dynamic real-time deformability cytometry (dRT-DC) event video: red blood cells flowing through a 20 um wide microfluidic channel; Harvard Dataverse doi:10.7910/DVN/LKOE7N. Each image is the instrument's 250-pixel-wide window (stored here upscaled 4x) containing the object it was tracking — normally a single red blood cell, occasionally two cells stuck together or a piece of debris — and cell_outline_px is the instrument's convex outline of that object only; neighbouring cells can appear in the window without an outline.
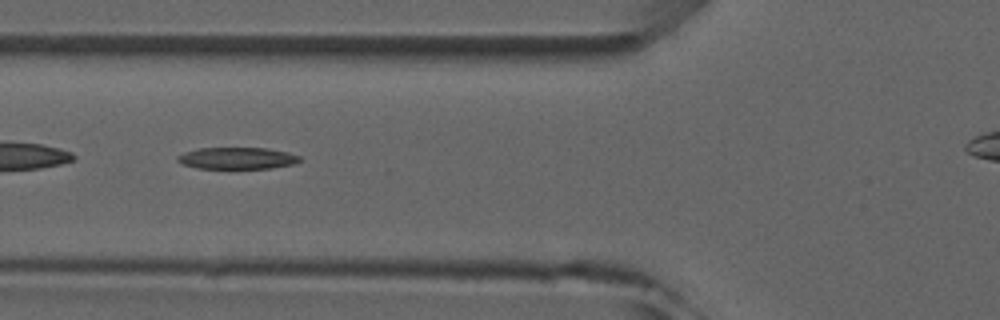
{"species": "common noctule bat (a hibernating species)", "species_latin": "Nyctalus noctula", "temperature_condition": "room temperature", "stored_images_in_passage": 7, "camera_frame_rate_fps": 3000, "um_per_image_px": 0.085, "animal": {"sex": "male", "forearm_length_mm": 52.5}, "frame": {"image": 1, "passage_image": 5, "time_ms": 4.667, "image_size_px": [1000, 320], "cell_outline_px": [[300, 160], [292, 164], [272, 168], [196, 168], [180, 164], [176, 160], [176, 156], [184, 152], [200, 148], [268, 148], [288, 152], [300, 156]], "centroid_in_image_um": [20.11, 13.44], "position_along_channel_um": 105.7, "area_um2": 15.49}}
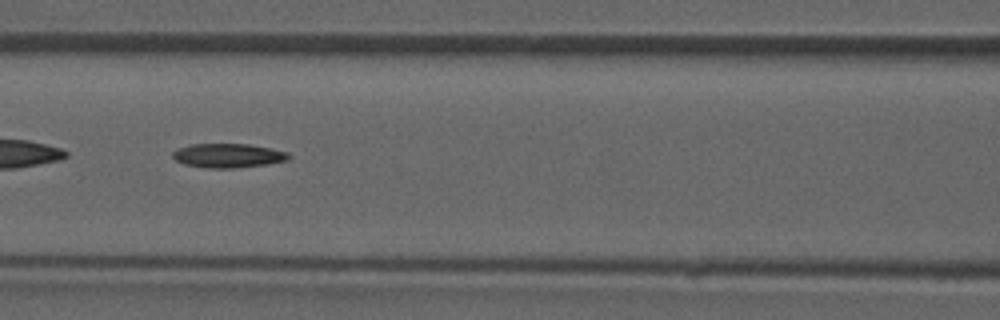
{"frame": {"image": 2, "passage_image": 6, "time_ms": 5.667, "image_size_px": [1000, 320], "cell_outline_px": [[292, 156], [288, 160], [268, 164], [232, 168], [208, 168], [184, 164], [176, 160], [172, 156], [172, 152], [180, 148], [192, 144], [248, 144], [272, 148], [288, 152]], "centroid_in_image_um": [19.43, 13.22], "position_along_channel_um": 147.2, "area_um2": 16.3}}